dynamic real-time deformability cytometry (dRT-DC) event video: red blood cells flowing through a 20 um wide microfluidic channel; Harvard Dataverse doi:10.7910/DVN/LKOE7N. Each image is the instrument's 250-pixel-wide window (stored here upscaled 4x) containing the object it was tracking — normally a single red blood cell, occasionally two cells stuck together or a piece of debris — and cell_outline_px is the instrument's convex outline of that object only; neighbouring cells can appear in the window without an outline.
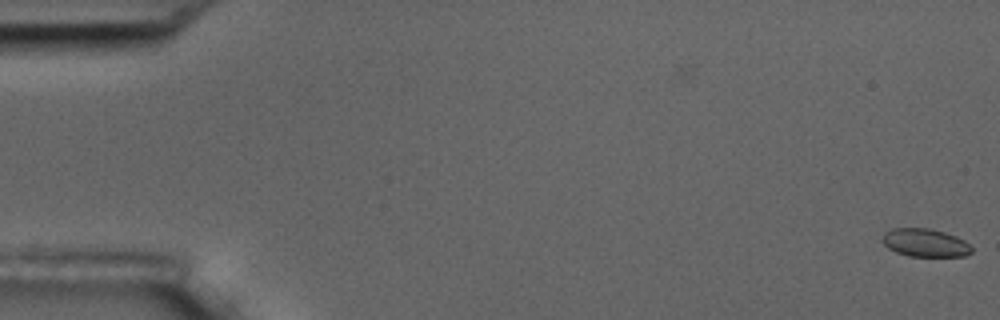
{"species": "common noctule bat (a hibernating species)", "species_latin": "Nyctalus noctula", "temperature_condition": "room temperature", "stored_images_in_passage": 6, "camera_frame_rate_fps": 3000, "um_per_image_px": 0.085, "animal": {"sex": "male", "body_mass_g": 17.5, "forearm_length_mm": 52.3}, "frame": {"image": 1, "passage_image": 1, "time_ms": 0.0, "image_size_px": [1000, 320], "cell_outline_px": [[972, 252], [964, 256], [908, 256], [896, 252], [888, 248], [880, 240], [884, 232], [892, 228], [928, 228], [944, 232], [956, 236], [964, 240], [972, 248]], "centroid_in_image_um": [78.6, 20.63], "position_along_channel_um": 6.4, "area_um2": 14.68}}
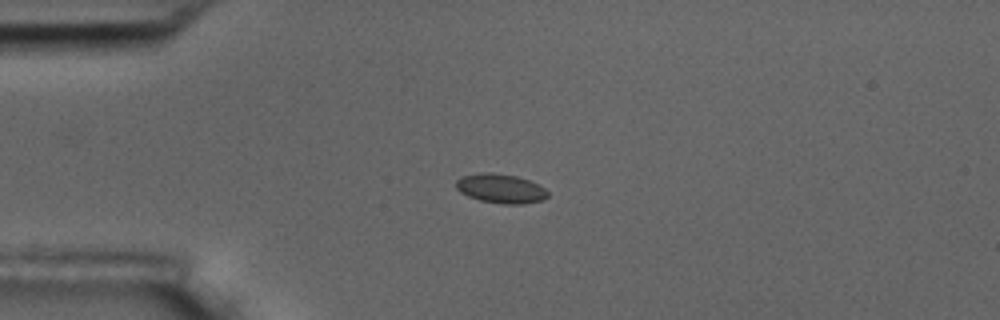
{"frame": {"image": 2, "passage_image": 5, "time_ms": 4.667, "image_size_px": [1000, 320], "cell_outline_px": [[548, 196], [540, 200], [524, 204], [504, 204], [480, 200], [468, 196], [460, 192], [456, 188], [456, 180], [460, 176], [480, 172], [492, 172], [516, 176], [528, 180], [544, 188], [548, 192]], "centroid_in_image_um": [42.51, 16.01], "position_along_channel_um": 42.5, "area_um2": 15.61}}